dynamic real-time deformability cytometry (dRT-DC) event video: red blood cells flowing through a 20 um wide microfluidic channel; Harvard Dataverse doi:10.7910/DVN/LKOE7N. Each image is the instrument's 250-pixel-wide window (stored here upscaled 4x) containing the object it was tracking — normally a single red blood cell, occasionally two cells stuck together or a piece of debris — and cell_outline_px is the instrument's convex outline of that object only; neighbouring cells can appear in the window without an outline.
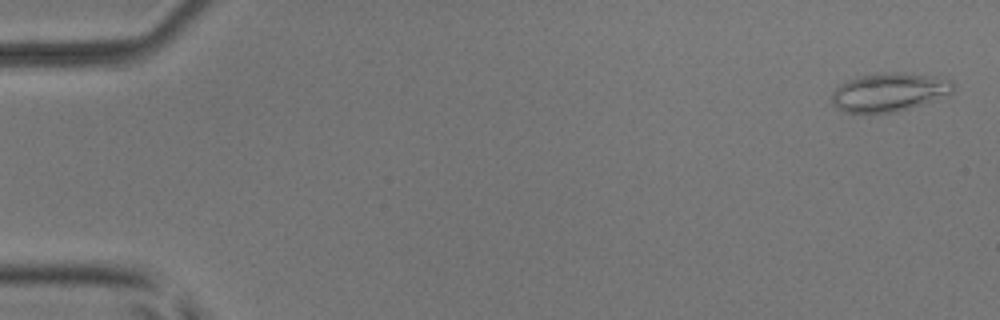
{"species": "common noctule bat (a hibernating species)", "species_latin": "Nyctalus noctula", "temperature_condition": "room temperature", "stored_images_in_passage": 9, "camera_frame_rate_fps": 3000, "um_per_image_px": 0.085, "animal": {"sex": "male", "body_mass_g": 17.9, "forearm_length_mm": 54.2}, "frame": {"image": 1, "passage_image": 2, "time_ms": 0.333, "image_size_px": [1000, 320], "cell_outline_px": [[956, 84], [952, 92], [920, 104], [892, 112], [844, 112], [832, 104], [832, 92], [840, 84], [856, 76], [888, 72], [896, 72], [928, 76], [952, 80]], "centroid_in_image_um": [75.53, 7.81], "position_along_channel_um": 9.5, "area_um2": 26.65}}